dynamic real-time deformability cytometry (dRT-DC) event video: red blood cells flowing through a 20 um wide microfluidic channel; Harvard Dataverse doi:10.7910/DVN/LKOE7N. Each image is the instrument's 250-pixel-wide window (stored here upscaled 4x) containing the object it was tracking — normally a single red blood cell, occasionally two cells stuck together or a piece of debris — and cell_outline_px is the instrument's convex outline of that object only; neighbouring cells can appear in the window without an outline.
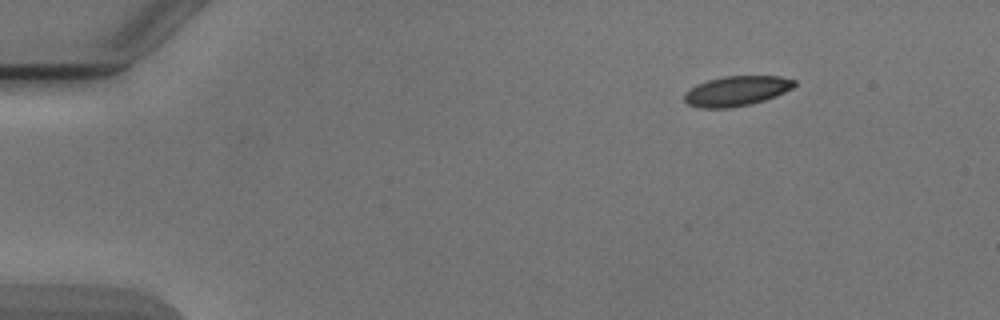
{"species": "Egyptian fruit bat (a non-hibernating species)", "species_latin": "Rousettus aegyptiacus", "temperature_condition": "cold", "stored_images_in_passage": 2, "camera_frame_rate_fps": 3000, "um_per_image_px": 0.085, "animal": {"sex": "male"}, "frame": {"image": 1, "passage_image": 2, "time_ms": 1.333, "image_size_px": [1000, 320], "cell_outline_px": [[796, 84], [792, 88], [776, 96], [752, 104], [732, 108], [700, 108], [688, 104], [684, 100], [684, 92], [696, 84], [708, 80], [724, 76], [780, 76], [796, 80]], "centroid_in_image_um": [62.59, 7.74], "position_along_channel_um": 22.4, "area_um2": 19.36}}